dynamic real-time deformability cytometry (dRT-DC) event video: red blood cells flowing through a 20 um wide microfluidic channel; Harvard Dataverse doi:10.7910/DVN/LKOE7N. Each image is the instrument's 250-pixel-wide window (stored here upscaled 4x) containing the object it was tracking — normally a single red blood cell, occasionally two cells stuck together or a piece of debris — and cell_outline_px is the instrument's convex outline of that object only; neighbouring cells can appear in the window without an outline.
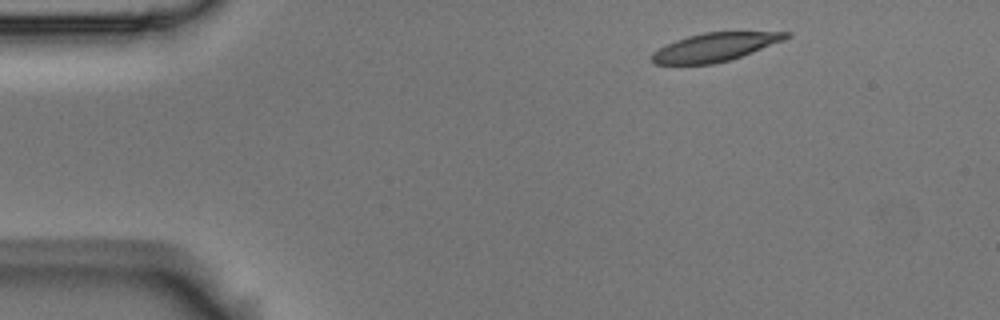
{"species": "Egyptian fruit bat (a non-hibernating species)", "species_latin": "Rousettus aegyptiacus", "temperature_condition": "room temperature", "stored_images_in_passage": 47, "camera_frame_rate_fps": 3000, "um_per_image_px": 0.085, "animal": {"sex": "male"}, "frame": {"image": 1, "passage_image": 1, "time_ms": 0.0, "image_size_px": [1000, 320], "cell_outline_px": [[792, 36], [784, 40], [752, 52], [728, 60], [712, 64], [652, 64], [652, 52], [676, 40], [688, 36], [704, 32], [792, 32]], "centroid_in_image_um": [60.78, 4.0], "position_along_channel_um": 24.2, "area_um2": 21.91}}
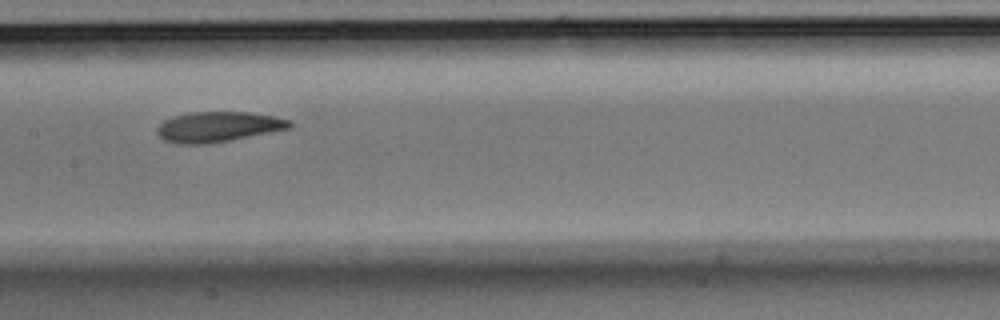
{"frame": {"image": 2, "passage_image": 20, "time_ms": 6.333, "image_size_px": [1000, 320], "cell_outline_px": [[292, 124], [288, 128], [208, 144], [176, 144], [164, 140], [156, 132], [156, 128], [164, 120], [172, 116], [188, 112], [248, 112], [272, 116], [288, 120]], "centroid_in_image_um": [18.43, 10.77], "position_along_channel_um": 189.0, "area_um2": 23.06}}
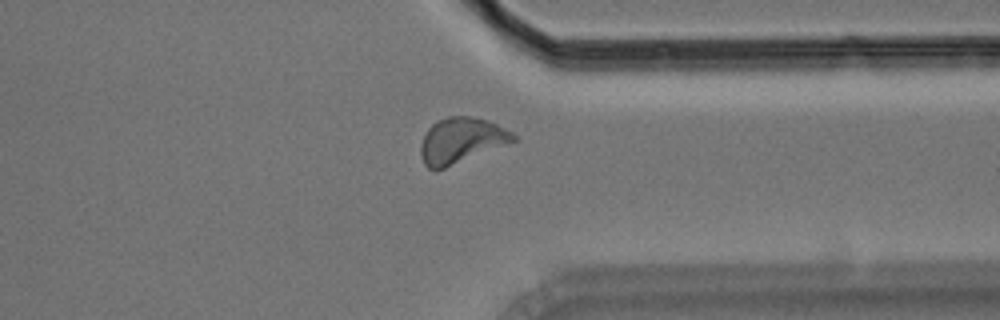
{"frame": {"image": 3, "passage_image": 35, "time_ms": 11.333, "image_size_px": [1000, 320], "cell_outline_px": [[516, 140], [508, 144], [436, 172], [428, 168], [424, 164], [420, 156], [420, 144], [428, 128], [436, 120], [448, 116], [468, 116], [488, 120], [512, 132], [516, 136]], "centroid_in_image_um": [39.17, 11.96], "position_along_channel_um": 372.2, "area_um2": 24.85}, "authors_computed_cell_mechanics": {"area_um2": 23.2934, "velocity_mm_per_s": 3.7184, "shape_relaxation_time_tau1_ms": 4.2973, "shape_relaxation_time_tau2_ms": 3.4588, "deformation_change_tau1": 0.1576, "deformation_change_tau2": 0.1017}}